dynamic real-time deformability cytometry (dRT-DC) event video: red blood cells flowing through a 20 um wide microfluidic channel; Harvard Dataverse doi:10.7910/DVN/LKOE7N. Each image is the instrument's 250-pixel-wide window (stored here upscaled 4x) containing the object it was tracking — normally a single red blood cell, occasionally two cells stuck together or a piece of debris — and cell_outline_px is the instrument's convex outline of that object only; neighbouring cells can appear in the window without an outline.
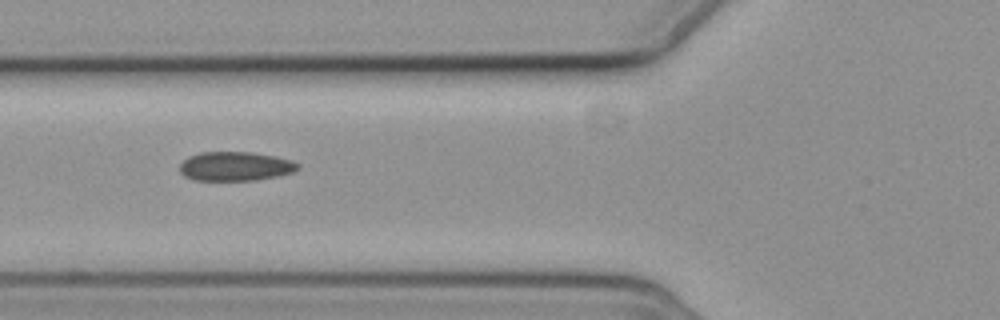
{"species": "common noctule bat (a hibernating species)", "species_latin": "Nyctalus noctula", "temperature_condition": "cold", "stored_images_in_passage": 14, "camera_frame_rate_fps": 3000, "um_per_image_px": 0.085, "animal": {"sex": "female", "body_mass_g": 19.3, "forearm_length_mm": 54.1}, "frame": {"image": 1, "passage_image": 5, "time_ms": 5.333, "image_size_px": [1000, 320], "cell_outline_px": [[300, 168], [292, 172], [276, 176], [256, 180], [192, 180], [184, 176], [180, 172], [180, 164], [188, 156], [200, 152], [252, 152], [276, 156], [292, 160], [300, 164]], "centroid_in_image_um": [20.0, 14.13], "position_along_channel_um": 105.8, "area_um2": 20.17}}
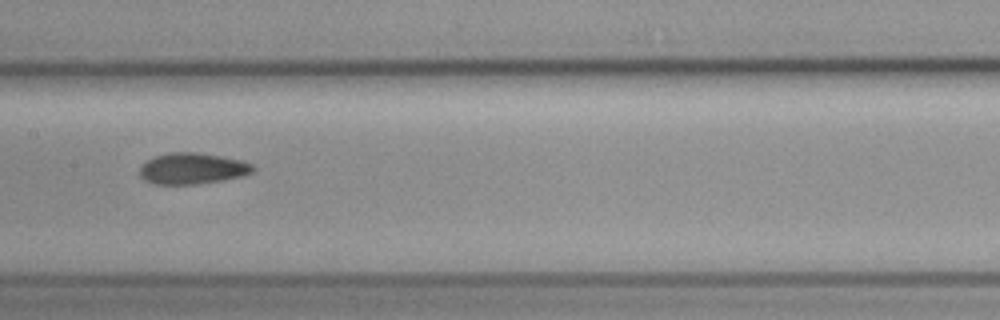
{"frame": {"image": 2, "passage_image": 7, "time_ms": 7.667, "image_size_px": [1000, 320], "cell_outline_px": [[256, 168], [252, 172], [240, 176], [220, 180], [196, 184], [152, 184], [144, 180], [140, 176], [140, 168], [152, 156], [168, 152], [196, 152], [220, 156], [240, 160], [252, 164]], "centroid_in_image_um": [16.31, 14.32], "position_along_channel_um": 191.1, "area_um2": 20.46}}
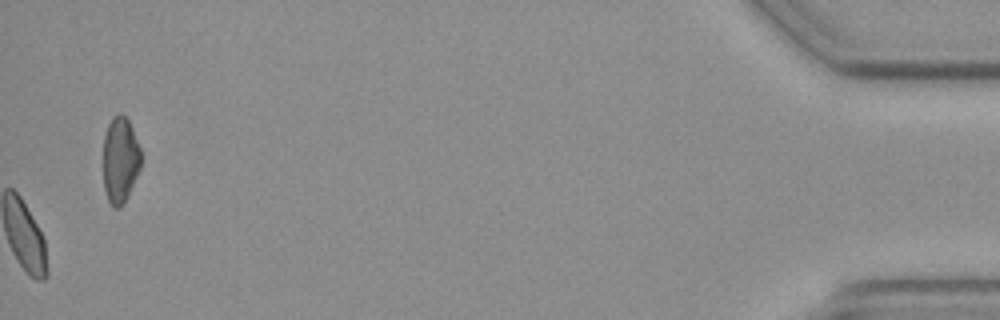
{"frame": {"image": 3, "passage_image": 14, "time_ms": 16.667, "image_size_px": [1000, 320], "cell_outline_px": [[140, 168], [128, 196], [120, 208], [112, 208], [108, 200], [104, 188], [100, 164], [104, 136], [108, 124], [112, 116], [120, 112], [128, 120], [132, 128], [140, 148]], "centroid_in_image_um": [10.15, 13.61], "position_along_channel_um": 425.0, "area_um2": 19.65}}